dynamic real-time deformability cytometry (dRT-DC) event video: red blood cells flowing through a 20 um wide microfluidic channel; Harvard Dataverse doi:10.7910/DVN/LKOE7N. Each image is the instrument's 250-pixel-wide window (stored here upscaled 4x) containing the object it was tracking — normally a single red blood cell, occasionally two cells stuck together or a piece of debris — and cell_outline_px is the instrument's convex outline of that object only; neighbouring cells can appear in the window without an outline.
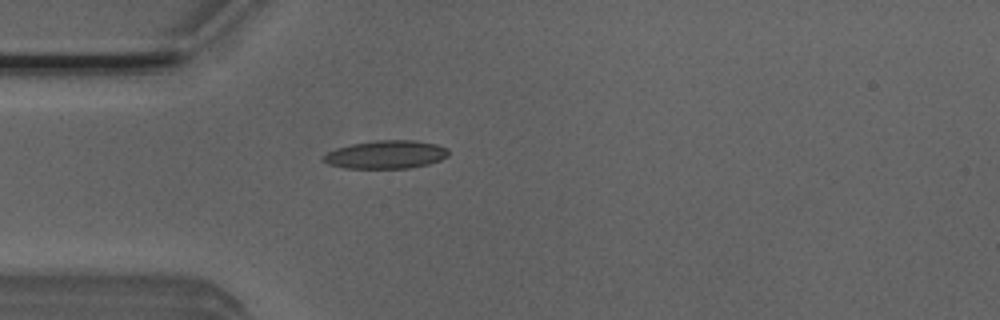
{"species": "Egyptian fruit bat (a non-hibernating species)", "species_latin": "Rousettus aegyptiacus", "temperature_condition": "room temperature", "stored_images_in_passage": 3, "camera_frame_rate_fps": 3000, "um_per_image_px": 0.085, "animal": {"sex": "male"}, "frame": {"image": 1, "passage_image": 3, "time_ms": 0.667, "image_size_px": [1000, 320], "cell_outline_px": [[448, 156], [440, 160], [428, 164], [408, 168], [344, 168], [328, 164], [320, 160], [320, 156], [336, 148], [352, 144], [376, 140], [412, 140], [436, 144], [448, 148]], "centroid_in_image_um": [32.77, 13.14], "position_along_channel_um": 52.2, "area_um2": 20.63}}